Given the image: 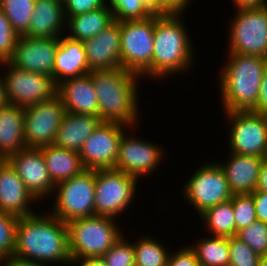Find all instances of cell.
Returning a JSON list of instances; mask_svg holds the SVG:
<instances>
[{
    "label": "cell",
    "mask_w": 267,
    "mask_h": 266,
    "mask_svg": "<svg viewBox=\"0 0 267 266\" xmlns=\"http://www.w3.org/2000/svg\"><path fill=\"white\" fill-rule=\"evenodd\" d=\"M6 159L0 156V166Z\"/></svg>",
    "instance_id": "cell-50"
},
{
    "label": "cell",
    "mask_w": 267,
    "mask_h": 266,
    "mask_svg": "<svg viewBox=\"0 0 267 266\" xmlns=\"http://www.w3.org/2000/svg\"><path fill=\"white\" fill-rule=\"evenodd\" d=\"M5 68L6 98L21 107L44 102L57 94V84L47 74L33 73L13 66L9 61L0 63Z\"/></svg>",
    "instance_id": "cell-13"
},
{
    "label": "cell",
    "mask_w": 267,
    "mask_h": 266,
    "mask_svg": "<svg viewBox=\"0 0 267 266\" xmlns=\"http://www.w3.org/2000/svg\"><path fill=\"white\" fill-rule=\"evenodd\" d=\"M63 1L36 0L30 26L24 34L30 38H55L65 34Z\"/></svg>",
    "instance_id": "cell-22"
},
{
    "label": "cell",
    "mask_w": 267,
    "mask_h": 266,
    "mask_svg": "<svg viewBox=\"0 0 267 266\" xmlns=\"http://www.w3.org/2000/svg\"><path fill=\"white\" fill-rule=\"evenodd\" d=\"M0 266H46V265H42L40 263H35L32 261L21 260L12 256L6 260L0 261Z\"/></svg>",
    "instance_id": "cell-46"
},
{
    "label": "cell",
    "mask_w": 267,
    "mask_h": 266,
    "mask_svg": "<svg viewBox=\"0 0 267 266\" xmlns=\"http://www.w3.org/2000/svg\"><path fill=\"white\" fill-rule=\"evenodd\" d=\"M91 75L102 122L136 127L140 116L139 83L141 76L123 68L94 69ZM141 120V121H140ZM139 122V123H138Z\"/></svg>",
    "instance_id": "cell-3"
},
{
    "label": "cell",
    "mask_w": 267,
    "mask_h": 266,
    "mask_svg": "<svg viewBox=\"0 0 267 266\" xmlns=\"http://www.w3.org/2000/svg\"><path fill=\"white\" fill-rule=\"evenodd\" d=\"M138 181L141 180L114 168L95 170L94 216L119 220L135 201Z\"/></svg>",
    "instance_id": "cell-7"
},
{
    "label": "cell",
    "mask_w": 267,
    "mask_h": 266,
    "mask_svg": "<svg viewBox=\"0 0 267 266\" xmlns=\"http://www.w3.org/2000/svg\"><path fill=\"white\" fill-rule=\"evenodd\" d=\"M130 128L120 123L101 122L85 140L79 152L84 168L89 170L114 168L121 137Z\"/></svg>",
    "instance_id": "cell-15"
},
{
    "label": "cell",
    "mask_w": 267,
    "mask_h": 266,
    "mask_svg": "<svg viewBox=\"0 0 267 266\" xmlns=\"http://www.w3.org/2000/svg\"><path fill=\"white\" fill-rule=\"evenodd\" d=\"M130 129L121 137L117 162L114 169L125 172L138 179L141 178L142 181L143 176L147 177L150 174H154L153 172H157L158 167H161V163L164 164V155L166 153L165 149L161 146L162 144H157L139 137L137 138L135 132L139 129L138 126L131 127Z\"/></svg>",
    "instance_id": "cell-12"
},
{
    "label": "cell",
    "mask_w": 267,
    "mask_h": 266,
    "mask_svg": "<svg viewBox=\"0 0 267 266\" xmlns=\"http://www.w3.org/2000/svg\"><path fill=\"white\" fill-rule=\"evenodd\" d=\"M157 10H188L191 0H149ZM190 4V5H189Z\"/></svg>",
    "instance_id": "cell-41"
},
{
    "label": "cell",
    "mask_w": 267,
    "mask_h": 266,
    "mask_svg": "<svg viewBox=\"0 0 267 266\" xmlns=\"http://www.w3.org/2000/svg\"><path fill=\"white\" fill-rule=\"evenodd\" d=\"M22 179L26 189L39 202L53 196L55 184L48 173L40 148H25L7 159ZM47 198V199H46Z\"/></svg>",
    "instance_id": "cell-16"
},
{
    "label": "cell",
    "mask_w": 267,
    "mask_h": 266,
    "mask_svg": "<svg viewBox=\"0 0 267 266\" xmlns=\"http://www.w3.org/2000/svg\"><path fill=\"white\" fill-rule=\"evenodd\" d=\"M170 251L167 266H200L195 252L189 245Z\"/></svg>",
    "instance_id": "cell-40"
},
{
    "label": "cell",
    "mask_w": 267,
    "mask_h": 266,
    "mask_svg": "<svg viewBox=\"0 0 267 266\" xmlns=\"http://www.w3.org/2000/svg\"><path fill=\"white\" fill-rule=\"evenodd\" d=\"M229 266H260L261 256L235 236L229 237Z\"/></svg>",
    "instance_id": "cell-37"
},
{
    "label": "cell",
    "mask_w": 267,
    "mask_h": 266,
    "mask_svg": "<svg viewBox=\"0 0 267 266\" xmlns=\"http://www.w3.org/2000/svg\"><path fill=\"white\" fill-rule=\"evenodd\" d=\"M40 150L50 178L55 185L77 176L85 170L78 152L54 144L41 147Z\"/></svg>",
    "instance_id": "cell-26"
},
{
    "label": "cell",
    "mask_w": 267,
    "mask_h": 266,
    "mask_svg": "<svg viewBox=\"0 0 267 266\" xmlns=\"http://www.w3.org/2000/svg\"><path fill=\"white\" fill-rule=\"evenodd\" d=\"M18 37L19 35L13 30L10 21L0 8V63L12 58Z\"/></svg>",
    "instance_id": "cell-38"
},
{
    "label": "cell",
    "mask_w": 267,
    "mask_h": 266,
    "mask_svg": "<svg viewBox=\"0 0 267 266\" xmlns=\"http://www.w3.org/2000/svg\"><path fill=\"white\" fill-rule=\"evenodd\" d=\"M195 170L182 184L181 195L199 217L207 209L230 200L233 194L218 161L204 162Z\"/></svg>",
    "instance_id": "cell-9"
},
{
    "label": "cell",
    "mask_w": 267,
    "mask_h": 266,
    "mask_svg": "<svg viewBox=\"0 0 267 266\" xmlns=\"http://www.w3.org/2000/svg\"><path fill=\"white\" fill-rule=\"evenodd\" d=\"M25 148L24 107L7 102L0 107V156L7 160Z\"/></svg>",
    "instance_id": "cell-24"
},
{
    "label": "cell",
    "mask_w": 267,
    "mask_h": 266,
    "mask_svg": "<svg viewBox=\"0 0 267 266\" xmlns=\"http://www.w3.org/2000/svg\"><path fill=\"white\" fill-rule=\"evenodd\" d=\"M46 212L19 217L13 257L46 266L71 265L67 223Z\"/></svg>",
    "instance_id": "cell-1"
},
{
    "label": "cell",
    "mask_w": 267,
    "mask_h": 266,
    "mask_svg": "<svg viewBox=\"0 0 267 266\" xmlns=\"http://www.w3.org/2000/svg\"><path fill=\"white\" fill-rule=\"evenodd\" d=\"M19 217L0 211V261L13 256Z\"/></svg>",
    "instance_id": "cell-34"
},
{
    "label": "cell",
    "mask_w": 267,
    "mask_h": 266,
    "mask_svg": "<svg viewBox=\"0 0 267 266\" xmlns=\"http://www.w3.org/2000/svg\"><path fill=\"white\" fill-rule=\"evenodd\" d=\"M227 61L217 72L223 112L252 111L260 95L267 58L227 52Z\"/></svg>",
    "instance_id": "cell-4"
},
{
    "label": "cell",
    "mask_w": 267,
    "mask_h": 266,
    "mask_svg": "<svg viewBox=\"0 0 267 266\" xmlns=\"http://www.w3.org/2000/svg\"><path fill=\"white\" fill-rule=\"evenodd\" d=\"M114 21V14L106 4L94 11L66 17L65 35L84 42L97 36Z\"/></svg>",
    "instance_id": "cell-27"
},
{
    "label": "cell",
    "mask_w": 267,
    "mask_h": 266,
    "mask_svg": "<svg viewBox=\"0 0 267 266\" xmlns=\"http://www.w3.org/2000/svg\"><path fill=\"white\" fill-rule=\"evenodd\" d=\"M1 71L2 70H0V107L8 102L6 98L5 81Z\"/></svg>",
    "instance_id": "cell-48"
},
{
    "label": "cell",
    "mask_w": 267,
    "mask_h": 266,
    "mask_svg": "<svg viewBox=\"0 0 267 266\" xmlns=\"http://www.w3.org/2000/svg\"><path fill=\"white\" fill-rule=\"evenodd\" d=\"M236 10L257 8L266 5L267 0H231Z\"/></svg>",
    "instance_id": "cell-44"
},
{
    "label": "cell",
    "mask_w": 267,
    "mask_h": 266,
    "mask_svg": "<svg viewBox=\"0 0 267 266\" xmlns=\"http://www.w3.org/2000/svg\"><path fill=\"white\" fill-rule=\"evenodd\" d=\"M185 10L155 12L152 79L163 80L194 68L195 47L183 18ZM193 65V66H192Z\"/></svg>",
    "instance_id": "cell-2"
},
{
    "label": "cell",
    "mask_w": 267,
    "mask_h": 266,
    "mask_svg": "<svg viewBox=\"0 0 267 266\" xmlns=\"http://www.w3.org/2000/svg\"><path fill=\"white\" fill-rule=\"evenodd\" d=\"M232 206L236 232L252 224L256 217V210L251 194L232 195Z\"/></svg>",
    "instance_id": "cell-36"
},
{
    "label": "cell",
    "mask_w": 267,
    "mask_h": 266,
    "mask_svg": "<svg viewBox=\"0 0 267 266\" xmlns=\"http://www.w3.org/2000/svg\"><path fill=\"white\" fill-rule=\"evenodd\" d=\"M53 195V205L48 210L64 223L94 216L95 170L85 169L56 184Z\"/></svg>",
    "instance_id": "cell-8"
},
{
    "label": "cell",
    "mask_w": 267,
    "mask_h": 266,
    "mask_svg": "<svg viewBox=\"0 0 267 266\" xmlns=\"http://www.w3.org/2000/svg\"><path fill=\"white\" fill-rule=\"evenodd\" d=\"M256 190L267 193V158L261 164Z\"/></svg>",
    "instance_id": "cell-45"
},
{
    "label": "cell",
    "mask_w": 267,
    "mask_h": 266,
    "mask_svg": "<svg viewBox=\"0 0 267 266\" xmlns=\"http://www.w3.org/2000/svg\"><path fill=\"white\" fill-rule=\"evenodd\" d=\"M123 235L105 254L102 259L106 266H135L134 243Z\"/></svg>",
    "instance_id": "cell-35"
},
{
    "label": "cell",
    "mask_w": 267,
    "mask_h": 266,
    "mask_svg": "<svg viewBox=\"0 0 267 266\" xmlns=\"http://www.w3.org/2000/svg\"><path fill=\"white\" fill-rule=\"evenodd\" d=\"M36 203L39 204L26 189L15 168L5 160L0 166V211L18 217L30 216L36 213L32 207Z\"/></svg>",
    "instance_id": "cell-18"
},
{
    "label": "cell",
    "mask_w": 267,
    "mask_h": 266,
    "mask_svg": "<svg viewBox=\"0 0 267 266\" xmlns=\"http://www.w3.org/2000/svg\"><path fill=\"white\" fill-rule=\"evenodd\" d=\"M107 5L115 21L145 19L157 11L149 0H107Z\"/></svg>",
    "instance_id": "cell-32"
},
{
    "label": "cell",
    "mask_w": 267,
    "mask_h": 266,
    "mask_svg": "<svg viewBox=\"0 0 267 266\" xmlns=\"http://www.w3.org/2000/svg\"><path fill=\"white\" fill-rule=\"evenodd\" d=\"M96 94L90 74L69 78L57 84V95L66 112L99 116Z\"/></svg>",
    "instance_id": "cell-21"
},
{
    "label": "cell",
    "mask_w": 267,
    "mask_h": 266,
    "mask_svg": "<svg viewBox=\"0 0 267 266\" xmlns=\"http://www.w3.org/2000/svg\"><path fill=\"white\" fill-rule=\"evenodd\" d=\"M235 237L245 242L257 255L262 257L267 254V223L255 220L237 231Z\"/></svg>",
    "instance_id": "cell-33"
},
{
    "label": "cell",
    "mask_w": 267,
    "mask_h": 266,
    "mask_svg": "<svg viewBox=\"0 0 267 266\" xmlns=\"http://www.w3.org/2000/svg\"><path fill=\"white\" fill-rule=\"evenodd\" d=\"M157 238L143 236L134 242L135 266H167L169 250Z\"/></svg>",
    "instance_id": "cell-30"
},
{
    "label": "cell",
    "mask_w": 267,
    "mask_h": 266,
    "mask_svg": "<svg viewBox=\"0 0 267 266\" xmlns=\"http://www.w3.org/2000/svg\"><path fill=\"white\" fill-rule=\"evenodd\" d=\"M36 0H0V8L10 21L13 30L24 35L30 26Z\"/></svg>",
    "instance_id": "cell-31"
},
{
    "label": "cell",
    "mask_w": 267,
    "mask_h": 266,
    "mask_svg": "<svg viewBox=\"0 0 267 266\" xmlns=\"http://www.w3.org/2000/svg\"><path fill=\"white\" fill-rule=\"evenodd\" d=\"M66 113L61 98H53L24 108V137L29 148L53 144Z\"/></svg>",
    "instance_id": "cell-14"
},
{
    "label": "cell",
    "mask_w": 267,
    "mask_h": 266,
    "mask_svg": "<svg viewBox=\"0 0 267 266\" xmlns=\"http://www.w3.org/2000/svg\"><path fill=\"white\" fill-rule=\"evenodd\" d=\"M252 111L258 114L267 115V66L263 74L257 105Z\"/></svg>",
    "instance_id": "cell-43"
},
{
    "label": "cell",
    "mask_w": 267,
    "mask_h": 266,
    "mask_svg": "<svg viewBox=\"0 0 267 266\" xmlns=\"http://www.w3.org/2000/svg\"><path fill=\"white\" fill-rule=\"evenodd\" d=\"M228 28V51L267 58V7L235 10Z\"/></svg>",
    "instance_id": "cell-10"
},
{
    "label": "cell",
    "mask_w": 267,
    "mask_h": 266,
    "mask_svg": "<svg viewBox=\"0 0 267 266\" xmlns=\"http://www.w3.org/2000/svg\"><path fill=\"white\" fill-rule=\"evenodd\" d=\"M107 0H63L65 17L87 13L104 7Z\"/></svg>",
    "instance_id": "cell-39"
},
{
    "label": "cell",
    "mask_w": 267,
    "mask_h": 266,
    "mask_svg": "<svg viewBox=\"0 0 267 266\" xmlns=\"http://www.w3.org/2000/svg\"><path fill=\"white\" fill-rule=\"evenodd\" d=\"M226 160L218 164L225 173L229 189L233 195L251 194L256 190L260 167L264 158L228 153ZM226 161V162H225Z\"/></svg>",
    "instance_id": "cell-20"
},
{
    "label": "cell",
    "mask_w": 267,
    "mask_h": 266,
    "mask_svg": "<svg viewBox=\"0 0 267 266\" xmlns=\"http://www.w3.org/2000/svg\"><path fill=\"white\" fill-rule=\"evenodd\" d=\"M89 69L121 68L120 21H114L97 36L83 42Z\"/></svg>",
    "instance_id": "cell-19"
},
{
    "label": "cell",
    "mask_w": 267,
    "mask_h": 266,
    "mask_svg": "<svg viewBox=\"0 0 267 266\" xmlns=\"http://www.w3.org/2000/svg\"><path fill=\"white\" fill-rule=\"evenodd\" d=\"M117 220L92 216L68 222L69 253L72 262L102 257L124 235Z\"/></svg>",
    "instance_id": "cell-5"
},
{
    "label": "cell",
    "mask_w": 267,
    "mask_h": 266,
    "mask_svg": "<svg viewBox=\"0 0 267 266\" xmlns=\"http://www.w3.org/2000/svg\"><path fill=\"white\" fill-rule=\"evenodd\" d=\"M90 71L83 42L66 35L60 36L53 68L55 83L59 84L69 78L84 76Z\"/></svg>",
    "instance_id": "cell-23"
},
{
    "label": "cell",
    "mask_w": 267,
    "mask_h": 266,
    "mask_svg": "<svg viewBox=\"0 0 267 266\" xmlns=\"http://www.w3.org/2000/svg\"><path fill=\"white\" fill-rule=\"evenodd\" d=\"M260 266H267V254L262 256Z\"/></svg>",
    "instance_id": "cell-49"
},
{
    "label": "cell",
    "mask_w": 267,
    "mask_h": 266,
    "mask_svg": "<svg viewBox=\"0 0 267 266\" xmlns=\"http://www.w3.org/2000/svg\"><path fill=\"white\" fill-rule=\"evenodd\" d=\"M155 13L145 19L120 21L121 68L152 79Z\"/></svg>",
    "instance_id": "cell-6"
},
{
    "label": "cell",
    "mask_w": 267,
    "mask_h": 266,
    "mask_svg": "<svg viewBox=\"0 0 267 266\" xmlns=\"http://www.w3.org/2000/svg\"><path fill=\"white\" fill-rule=\"evenodd\" d=\"M101 122L99 116L66 112L53 144L79 153L85 140Z\"/></svg>",
    "instance_id": "cell-25"
},
{
    "label": "cell",
    "mask_w": 267,
    "mask_h": 266,
    "mask_svg": "<svg viewBox=\"0 0 267 266\" xmlns=\"http://www.w3.org/2000/svg\"><path fill=\"white\" fill-rule=\"evenodd\" d=\"M73 266H106L102 257L87 258L80 261L72 262Z\"/></svg>",
    "instance_id": "cell-47"
},
{
    "label": "cell",
    "mask_w": 267,
    "mask_h": 266,
    "mask_svg": "<svg viewBox=\"0 0 267 266\" xmlns=\"http://www.w3.org/2000/svg\"><path fill=\"white\" fill-rule=\"evenodd\" d=\"M223 113L229 123L228 152L267 158V115L253 111Z\"/></svg>",
    "instance_id": "cell-11"
},
{
    "label": "cell",
    "mask_w": 267,
    "mask_h": 266,
    "mask_svg": "<svg viewBox=\"0 0 267 266\" xmlns=\"http://www.w3.org/2000/svg\"><path fill=\"white\" fill-rule=\"evenodd\" d=\"M60 37L30 38L19 36L9 62L16 68L53 78V68Z\"/></svg>",
    "instance_id": "cell-17"
},
{
    "label": "cell",
    "mask_w": 267,
    "mask_h": 266,
    "mask_svg": "<svg viewBox=\"0 0 267 266\" xmlns=\"http://www.w3.org/2000/svg\"><path fill=\"white\" fill-rule=\"evenodd\" d=\"M195 240L189 246L195 252L200 266H229V237L209 235Z\"/></svg>",
    "instance_id": "cell-28"
},
{
    "label": "cell",
    "mask_w": 267,
    "mask_h": 266,
    "mask_svg": "<svg viewBox=\"0 0 267 266\" xmlns=\"http://www.w3.org/2000/svg\"><path fill=\"white\" fill-rule=\"evenodd\" d=\"M202 226L211 236H235V220L232 206V198L207 209L200 215Z\"/></svg>",
    "instance_id": "cell-29"
},
{
    "label": "cell",
    "mask_w": 267,
    "mask_h": 266,
    "mask_svg": "<svg viewBox=\"0 0 267 266\" xmlns=\"http://www.w3.org/2000/svg\"><path fill=\"white\" fill-rule=\"evenodd\" d=\"M251 195L255 205L257 220L267 223V193L255 190Z\"/></svg>",
    "instance_id": "cell-42"
}]
</instances>
